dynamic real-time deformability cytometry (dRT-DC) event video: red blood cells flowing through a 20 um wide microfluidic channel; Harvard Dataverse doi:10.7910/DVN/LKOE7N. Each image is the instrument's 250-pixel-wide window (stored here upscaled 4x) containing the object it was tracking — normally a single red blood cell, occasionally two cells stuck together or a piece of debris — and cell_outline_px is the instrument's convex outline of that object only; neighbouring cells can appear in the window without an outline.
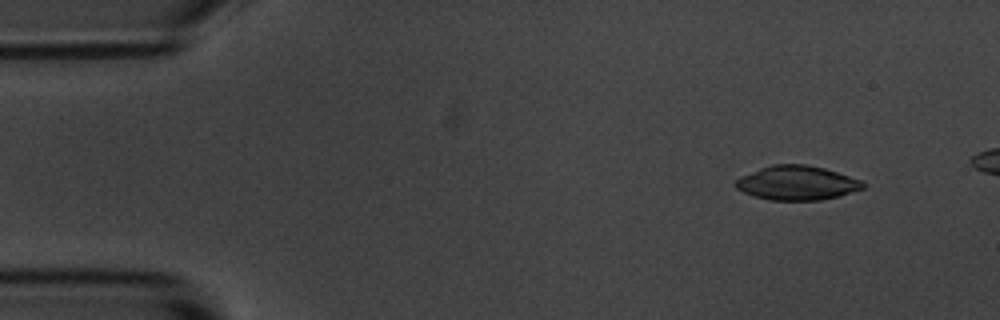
{"species": "common noctule bat (a hibernating species)", "species_latin": "Nyctalus noctula", "temperature_condition": "room temperature", "stored_images_in_passage": 5, "camera_frame_rate_fps": 3000, "um_per_image_px": 0.085, "animal": {"sex": "male", "body_mass_g": 20.1, "forearm_length_mm": 53.5}, "frame": {"image": 1, "passage_image": 1, "time_ms": 0.0, "image_size_px": [1000, 320], "cell_outline_px": [[864, 188], [840, 196], [820, 200], [772, 200], [752, 196], [736, 188], [732, 184], [740, 176], [760, 168], [772, 164], [804, 164], [824, 168], [860, 180], [864, 184]], "centroid_in_image_um": [67.69, 15.55], "position_along_channel_um": 17.3, "area_um2": 25.37}}